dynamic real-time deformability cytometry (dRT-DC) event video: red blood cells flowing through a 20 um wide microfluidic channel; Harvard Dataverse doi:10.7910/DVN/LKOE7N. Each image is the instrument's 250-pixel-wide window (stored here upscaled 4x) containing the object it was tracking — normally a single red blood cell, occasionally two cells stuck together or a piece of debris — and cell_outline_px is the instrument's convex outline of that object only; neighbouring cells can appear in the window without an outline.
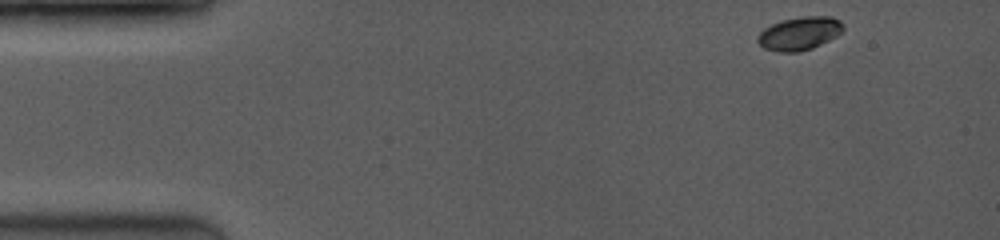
{"species": "common noctule bat (a hibernating species)", "species_latin": "Nyctalus noctula", "temperature_condition": "room temperature", "stored_images_in_passage": 61, "camera_frame_rate_fps": 3500, "um_per_image_px": 0.085, "animal": {"sex": "female", "body_mass_g": 19.0, "forearm_length_mm": 53.3}, "frame": {"image": 1, "passage_image": 1, "time_ms": 0.0, "image_size_px": [1000, 240], "cell_outline_px": [[844, 28], [836, 36], [812, 48], [796, 52], [776, 52], [764, 48], [756, 40], [756, 36], [764, 28], [780, 20], [804, 16], [832, 16], [840, 20], [844, 24]], "centroid_in_image_um": [67.94, 2.83], "position_along_channel_um": 17.1, "area_um2": 16.65}}
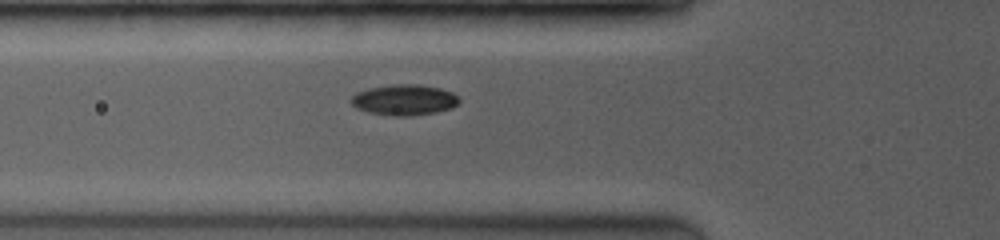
{"frame": {"image": 2, "passage_image": 21, "time_ms": 4.286, "image_size_px": [1000, 240], "cell_outline_px": [[460, 100], [452, 108], [436, 112], [408, 116], [392, 116], [368, 112], [356, 108], [352, 104], [352, 96], [356, 92], [368, 88], [392, 84], [416, 84], [440, 88], [452, 92]], "centroid_in_image_um": [34.34, 8.49], "position_along_channel_um": 91.5, "area_um2": 19.31}}
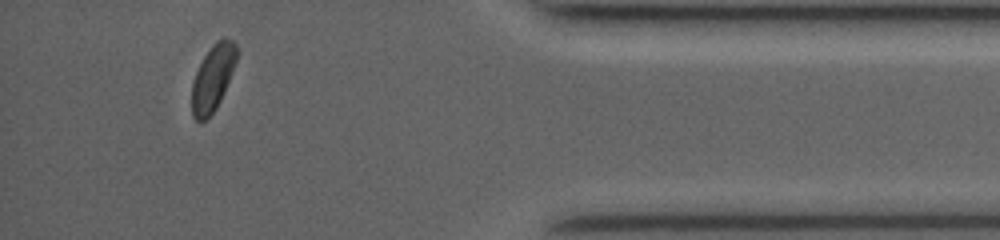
{"frame": {"image": 3, "passage_image": 56, "time_ms": 12.857, "image_size_px": [1000, 240], "cell_outline_px": [[240, 52], [224, 92], [216, 108], [200, 124], [192, 116], [192, 84], [196, 72], [204, 56], [212, 44], [216, 40], [232, 40], [236, 44]], "centroid_in_image_um": [18.1, 6.61], "position_along_channel_um": 417.1, "area_um2": 17.17}, "authors_computed_cell_mechanics": {"area_um2": 18.4382, "velocity_mm_per_s": 4.1192, "shape_relaxation_time_tau1_ms": 1.5493, "shape_relaxation_time_tau2_ms": null, "deformation_change_tau1": 0.06, "deformation_change_tau2": null}}